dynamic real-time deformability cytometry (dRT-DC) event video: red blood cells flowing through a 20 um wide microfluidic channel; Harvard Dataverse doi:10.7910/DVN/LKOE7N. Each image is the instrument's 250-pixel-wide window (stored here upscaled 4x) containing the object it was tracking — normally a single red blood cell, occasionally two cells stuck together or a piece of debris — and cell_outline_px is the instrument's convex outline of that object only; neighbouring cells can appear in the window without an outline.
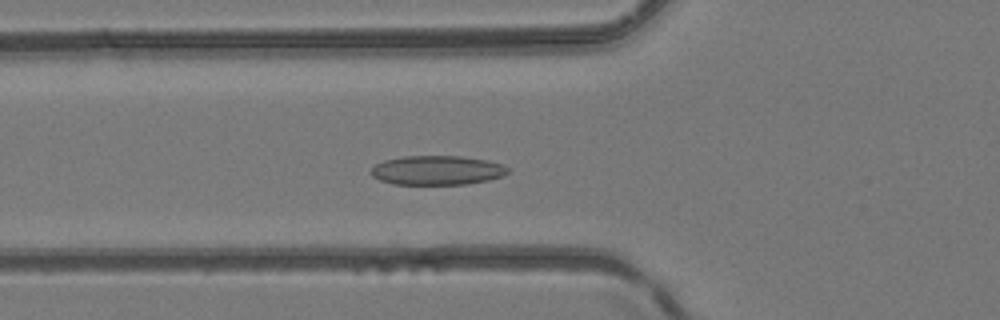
{"species": "common noctule bat (a hibernating species)", "species_latin": "Nyctalus noctula", "temperature_condition": "room temperature", "stored_images_in_passage": 28, "camera_frame_rate_fps": 3000, "um_per_image_px": 0.085, "animal": {"sex": "female", "body_mass_g": 24.6, "forearm_length_mm": 56.2}, "frame": {"image": 1, "passage_image": 8, "time_ms": 2.333, "image_size_px": [1000, 320], "cell_outline_px": [[508, 172], [504, 176], [488, 180], [468, 184], [392, 184], [380, 180], [372, 176], [368, 172], [376, 164], [384, 160], [404, 156], [460, 156], [488, 160], [504, 164], [508, 168]], "centroid_in_image_um": [37.16, 14.47], "position_along_channel_um": 88.6, "area_um2": 23.52}}
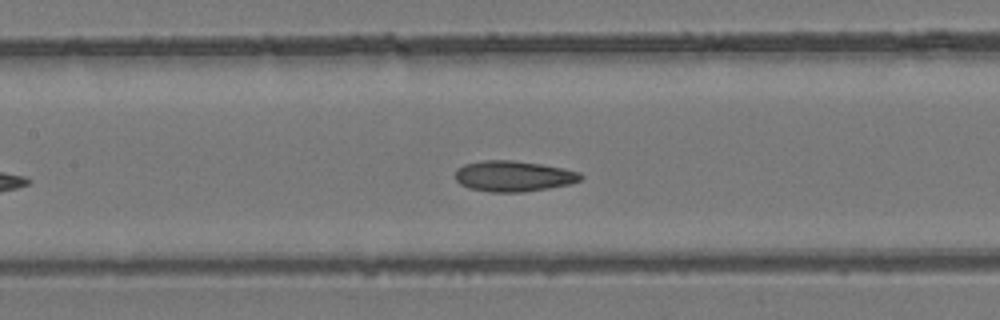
{"frame": {"image": 2, "passage_image": 13, "time_ms": 4.0, "image_size_px": [1000, 320], "cell_outline_px": [[584, 176], [580, 180], [572, 184], [524, 192], [492, 192], [468, 188], [460, 184], [456, 180], [456, 168], [464, 164], [484, 160], [512, 160], [540, 164], [564, 168], [580, 172]], "centroid_in_image_um": [43.66, 14.97], "position_along_channel_um": 163.7, "area_um2": 22.6}}
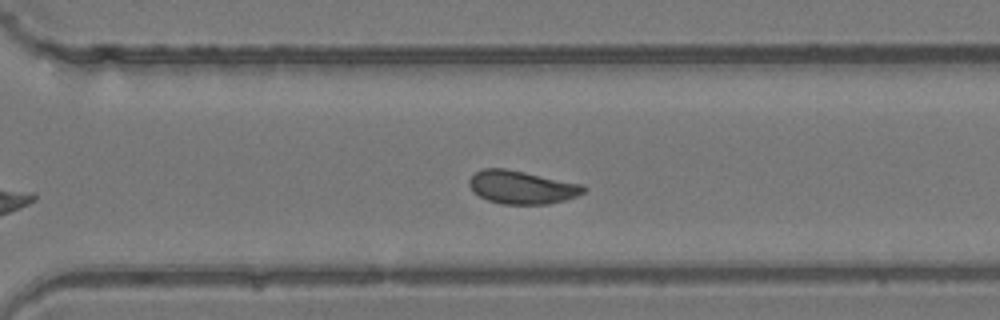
{"frame": {"image": 3, "passage_image": 24, "time_ms": 7.667, "image_size_px": [1000, 320], "cell_outline_px": [[588, 188], [584, 192], [576, 196], [564, 200], [548, 204], [500, 204], [488, 200], [472, 192], [468, 184], [468, 180], [476, 172], [484, 168], [504, 168], [584, 184]], "centroid_in_image_um": [44.35, 15.92], "position_along_channel_um": 326.2, "area_um2": 22.2}}